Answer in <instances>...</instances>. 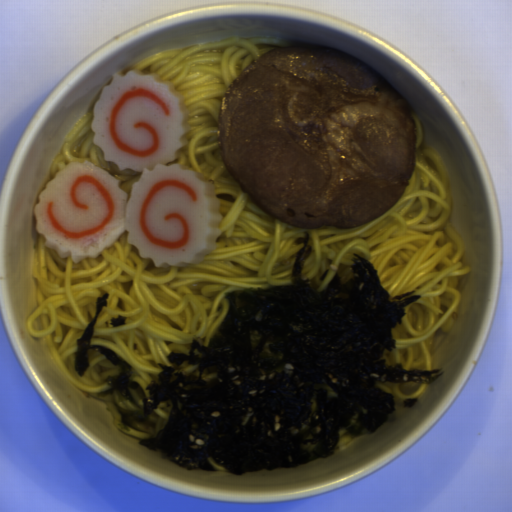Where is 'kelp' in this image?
Masks as SVG:
<instances>
[{
    "label": "kelp",
    "mask_w": 512,
    "mask_h": 512,
    "mask_svg": "<svg viewBox=\"0 0 512 512\" xmlns=\"http://www.w3.org/2000/svg\"><path fill=\"white\" fill-rule=\"evenodd\" d=\"M295 242L290 283L225 293L228 310L210 340L194 336L187 353L167 354L146 389L122 356L91 345L110 295L97 297L76 339L74 370L87 373L90 350L118 367L97 395L111 398L121 429H145L139 445L190 470L217 471L209 458L238 476L291 468L335 454L341 429L356 437L395 420L394 396L376 383L432 384L444 374L383 359L417 291L391 296L357 253L351 278L336 272L317 291L301 279L310 232Z\"/></svg>",
    "instance_id": "1"
}]
</instances>
